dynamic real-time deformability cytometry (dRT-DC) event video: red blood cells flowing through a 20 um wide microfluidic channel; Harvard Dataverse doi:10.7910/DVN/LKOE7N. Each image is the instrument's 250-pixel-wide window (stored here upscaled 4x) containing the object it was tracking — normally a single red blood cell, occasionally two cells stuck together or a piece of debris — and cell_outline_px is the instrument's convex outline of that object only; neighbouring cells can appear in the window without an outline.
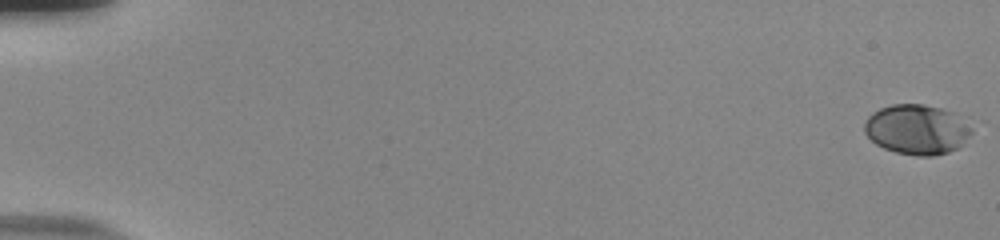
{"species": "human", "species_latin": "Homo sapiens", "temperature_condition": "room temperature", "stored_images_in_passage": 22, "camera_frame_rate_fps": 3000, "um_per_image_px": 0.085, "donor": {"sex": "male"}, "frame": {"image": 1, "passage_image": 1, "time_ms": 0.0, "image_size_px": [1000, 240], "cell_outline_px": [[976, 124], [972, 132], [956, 148], [948, 152], [932, 156], [916, 156], [896, 152], [884, 148], [876, 144], [864, 132], [864, 120], [872, 112], [880, 108], [892, 104], [924, 104], [940, 108], [952, 112]], "centroid_in_image_um": [77.95, 10.99], "position_along_channel_um": 7.0, "area_um2": 31.5}}
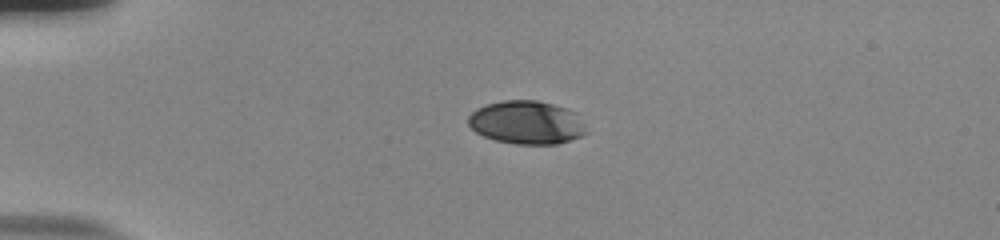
{"frame": {"image": 2, "passage_image": 15, "time_ms": 4.667, "image_size_px": [1000, 240], "cell_outline_px": [[588, 132], [580, 136], [556, 144], [516, 144], [496, 140], [484, 136], [476, 132], [468, 124], [468, 116], [476, 108], [488, 104], [504, 100], [536, 100], [568, 108], [576, 112], [584, 124]], "centroid_in_image_um": [44.77, 10.4], "position_along_channel_um": 40.2, "area_um2": 29.77}}